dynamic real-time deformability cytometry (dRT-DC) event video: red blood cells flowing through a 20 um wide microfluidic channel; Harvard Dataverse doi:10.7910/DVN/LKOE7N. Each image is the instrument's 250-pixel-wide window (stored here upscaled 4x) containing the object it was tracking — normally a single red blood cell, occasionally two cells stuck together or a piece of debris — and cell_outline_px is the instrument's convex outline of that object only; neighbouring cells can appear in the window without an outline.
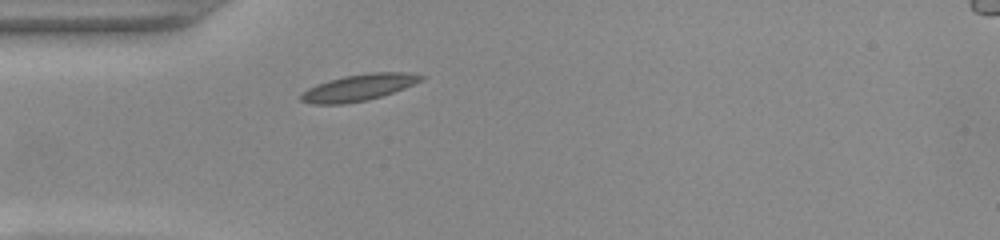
{"species": "common noctule bat (a hibernating species)", "species_latin": "Nyctalus noctula", "temperature_condition": "warm", "stored_images_in_passage": 31, "camera_frame_rate_fps": 3000, "um_per_image_px": 0.085, "animal": {"sex": "female", "body_mass_g": 22.0, "forearm_length_mm": 56.7}, "frame": {"image": 1, "passage_image": 1, "time_ms": 0.0, "image_size_px": [1000, 240], "cell_outline_px": [[428, 76], [404, 88], [368, 100], [344, 104], [312, 104], [300, 100], [300, 96], [308, 88], [316, 84], [328, 80], [344, 76], [372, 72], [408, 72]], "centroid_in_image_um": [30.47, 7.43], "position_along_channel_um": 54.5, "area_um2": 18.44}}
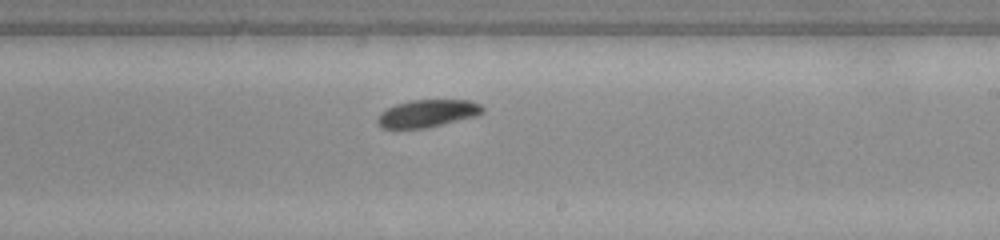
{"frame": {"image": 2, "passage_image": 17, "time_ms": 5.333, "image_size_px": [1000, 240], "cell_outline_px": [[484, 112], [476, 116], [424, 128], [380, 128], [376, 120], [388, 108], [396, 104], [412, 100], [468, 100], [480, 104], [484, 108]], "centroid_in_image_um": [36.36, 9.63], "position_along_channel_um": 252.6, "area_um2": 16.53}}
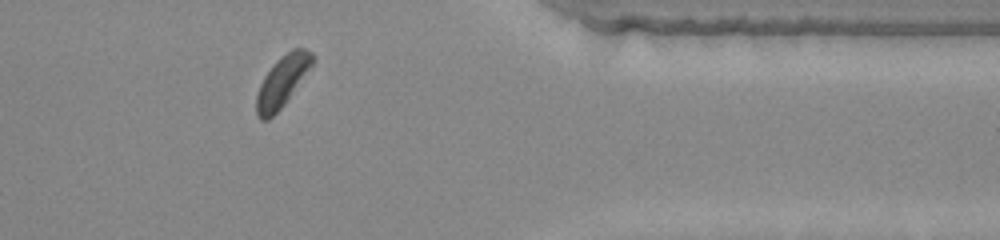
{"frame": {"image": 3, "passage_image": 29, "time_ms": 9.333, "image_size_px": [1000, 240], "cell_outline_px": [[316, 60], [284, 104], [268, 120], [260, 120], [256, 116], [256, 96], [260, 84], [264, 76], [276, 60], [280, 56], [292, 48], [304, 48], [312, 52], [316, 56]], "centroid_in_image_um": [24.0, 6.88], "position_along_channel_um": 387.4, "area_um2": 16.65}, "authors_computed_cell_mechanics": {"area_um2": 17.1666, "velocity_mm_per_s": 3.8389, "shape_relaxation_time_tau1_ms": 2.5981, "shape_relaxation_time_tau2_ms": null, "deformation_change_tau1": 0.0814, "deformation_change_tau2": null}}